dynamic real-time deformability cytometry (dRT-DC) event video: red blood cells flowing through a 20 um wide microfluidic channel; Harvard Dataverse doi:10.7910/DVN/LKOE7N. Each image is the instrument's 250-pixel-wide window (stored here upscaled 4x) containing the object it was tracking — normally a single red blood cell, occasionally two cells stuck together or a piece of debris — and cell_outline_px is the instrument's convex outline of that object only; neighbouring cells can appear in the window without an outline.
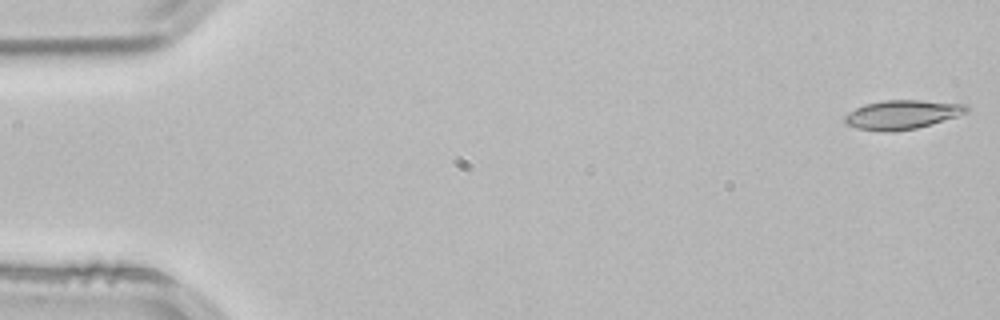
{"species": "common noctule bat (a hibernating species)", "species_latin": "Nyctalus noctula", "temperature_condition": "room temperature", "stored_images_in_passage": 9, "camera_frame_rate_fps": 3000, "um_per_image_px": 0.085, "animal": {"sex": "male", "body_mass_g": 21.5, "forearm_length_mm": 52.0}, "frame": {"image": 1, "passage_image": 1, "time_ms": 0.0, "image_size_px": [1000, 320], "cell_outline_px": [[968, 112], [956, 116], [916, 128], [856, 128], [844, 124], [844, 116], [848, 112], [864, 104], [884, 100], [920, 100], [968, 104]], "centroid_in_image_um": [76.7, 9.67], "position_along_channel_um": 8.3, "area_um2": 19.65}}